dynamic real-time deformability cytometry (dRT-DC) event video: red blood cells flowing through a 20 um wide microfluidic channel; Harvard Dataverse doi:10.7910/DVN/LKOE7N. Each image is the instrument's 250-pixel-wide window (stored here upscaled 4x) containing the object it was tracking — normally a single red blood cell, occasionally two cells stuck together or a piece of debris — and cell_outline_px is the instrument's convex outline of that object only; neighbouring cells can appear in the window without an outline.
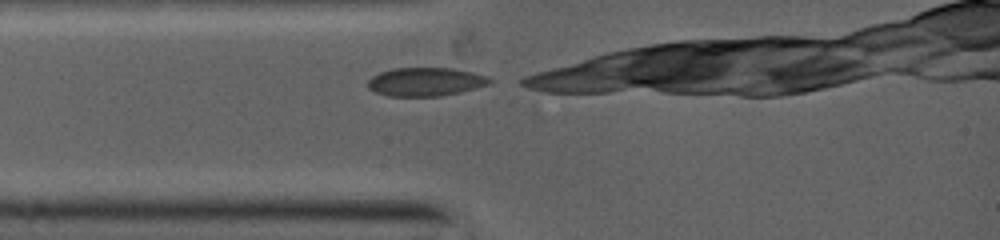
{"species": "common noctule bat (a hibernating species)", "species_latin": "Nyctalus noctula", "temperature_condition": "warm", "stored_images_in_passage": 10, "camera_frame_rate_fps": 5000, "um_per_image_px": 0.085, "animal": {"sex": "female", "body_mass_g": 19.0, "forearm_length_mm": 53.3}, "frame": {"image": 1, "passage_image": 1, "time_ms": 0.0, "image_size_px": [1000, 240], "cell_outline_px": [[492, 80], [488, 84], [440, 96], [392, 96], [376, 92], [368, 88], [368, 80], [372, 76], [380, 72], [392, 68], [452, 68], [472, 72], [484, 76]], "centroid_in_image_um": [36.1, 6.94], "position_along_channel_um": 48.9, "area_um2": 19.83}}
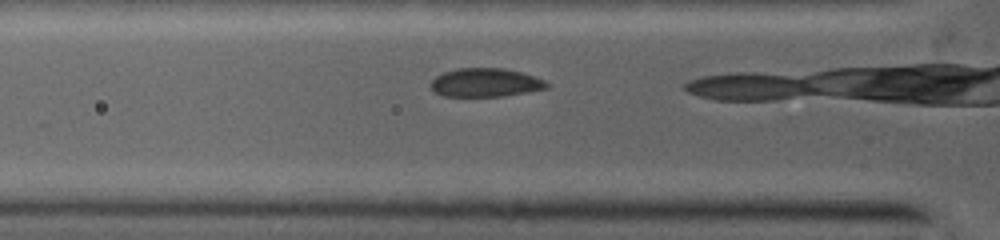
{"frame": {"image": 2, "passage_image": 4, "time_ms": 0.8, "image_size_px": [1000, 240], "cell_outline_px": [[548, 88], [504, 96], [444, 96], [436, 92], [432, 88], [432, 80], [436, 76], [444, 72], [460, 68], [504, 68], [520, 72], [544, 80], [548, 84]], "centroid_in_image_um": [41.27, 7.02], "position_along_channel_um": 84.5, "area_um2": 19.02}}
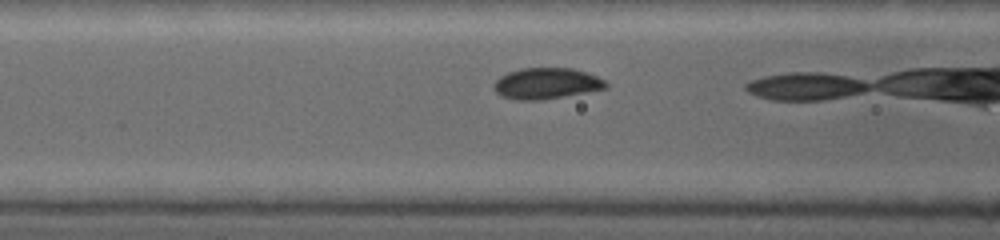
{"frame": {"image": 3, "passage_image": 7, "time_ms": 1.6, "image_size_px": [1000, 240], "cell_outline_px": [[608, 84], [604, 88], [560, 96], [532, 100], [520, 100], [504, 96], [496, 92], [496, 80], [500, 76], [508, 72], [520, 68], [572, 68], [596, 76], [604, 80]], "centroid_in_image_um": [46.42, 7.06], "position_along_channel_um": 120.2, "area_um2": 19.48}}